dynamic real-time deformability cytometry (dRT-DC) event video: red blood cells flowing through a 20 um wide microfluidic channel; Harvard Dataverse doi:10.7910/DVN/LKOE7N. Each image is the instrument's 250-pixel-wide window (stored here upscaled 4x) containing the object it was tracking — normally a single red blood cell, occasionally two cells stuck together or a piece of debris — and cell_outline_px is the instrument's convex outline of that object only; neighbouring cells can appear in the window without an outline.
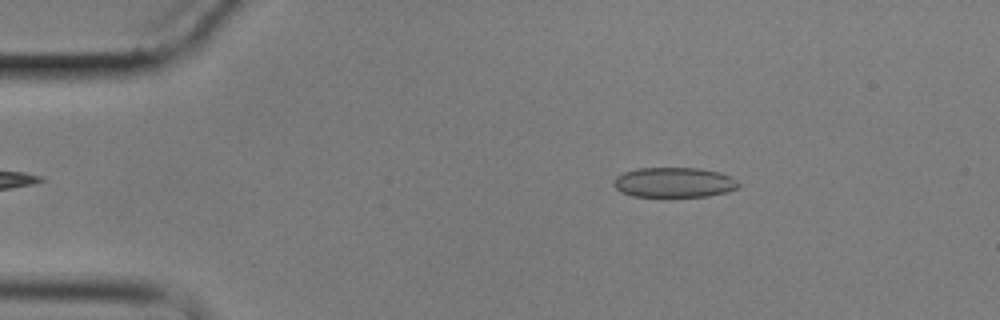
{"species": "common noctule bat (a hibernating species)", "species_latin": "Nyctalus noctula", "temperature_condition": "cold", "stored_images_in_passage": 3, "camera_frame_rate_fps": 3000, "um_per_image_px": 0.085, "animal": {"sex": "male", "body_mass_g": 17.9}, "frame": {"image": 1, "passage_image": 1, "time_ms": 0.0, "image_size_px": [1000, 320], "cell_outline_px": [[740, 184], [736, 188], [728, 192], [708, 196], [632, 196], [620, 192], [612, 184], [616, 176], [624, 172], [640, 168], [700, 168], [720, 172], [736, 180]], "centroid_in_image_um": [57.28, 15.5], "position_along_channel_um": 27.7, "area_um2": 21.79}}